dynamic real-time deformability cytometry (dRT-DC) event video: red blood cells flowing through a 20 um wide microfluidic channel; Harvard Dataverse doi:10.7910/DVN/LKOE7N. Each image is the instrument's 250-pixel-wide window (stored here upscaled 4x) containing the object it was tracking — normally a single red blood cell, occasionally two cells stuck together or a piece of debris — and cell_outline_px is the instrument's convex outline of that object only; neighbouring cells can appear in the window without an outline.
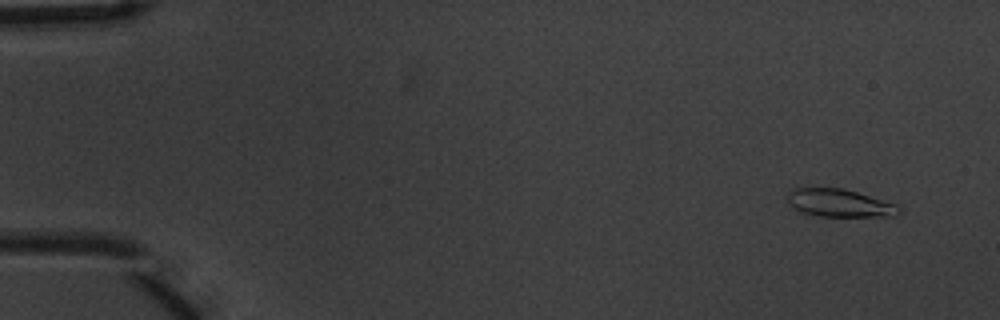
{"species": "common noctule bat (a hibernating species)", "species_latin": "Nyctalus noctula", "temperature_condition": "warm", "stored_images_in_passage": 6, "camera_frame_rate_fps": 3000, "um_per_image_px": 0.085, "animal": {"sex": "male", "body_mass_g": 20.1, "forearm_length_mm": 53.5}, "frame": {"image": 1, "passage_image": 2, "time_ms": 0.333, "image_size_px": [1000, 320], "cell_outline_px": [[900, 212], [896, 216], [820, 216], [800, 212], [788, 204], [788, 192], [792, 188], [844, 188], [896, 204], [900, 208]], "centroid_in_image_um": [71.33, 17.26], "position_along_channel_um": 13.7, "area_um2": 18.03}}